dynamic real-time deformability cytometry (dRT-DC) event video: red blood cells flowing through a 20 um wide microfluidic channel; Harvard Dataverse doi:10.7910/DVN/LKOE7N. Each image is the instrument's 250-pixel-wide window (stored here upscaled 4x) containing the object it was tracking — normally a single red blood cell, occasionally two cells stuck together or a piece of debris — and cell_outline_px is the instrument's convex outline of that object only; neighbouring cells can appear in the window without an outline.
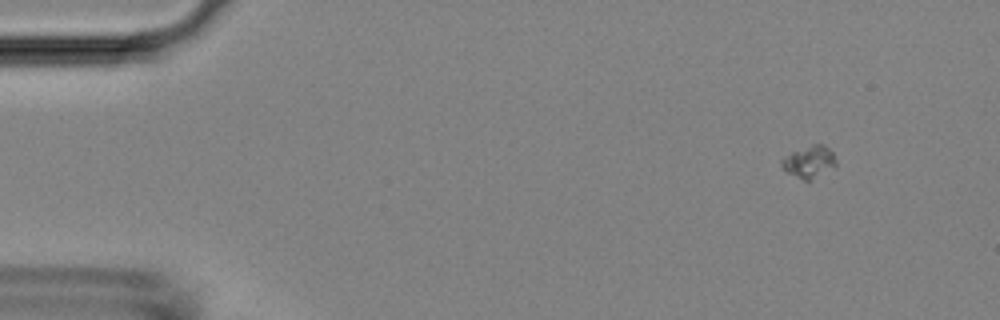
{"species": "Egyptian fruit bat (a non-hibernating species)", "species_latin": "Rousettus aegyptiacus", "temperature_condition": "room temperature", "stored_images_in_passage": 8, "camera_frame_rate_fps": 3000, "um_per_image_px": 0.085, "animal": {"sex": "female"}, "frame": {"image": 1, "passage_image": 1, "time_ms": 0.0, "image_size_px": [1000, 320], "cell_outline_px": [[836, 168], [812, 180], [804, 180], [788, 172], [780, 164], [780, 160], [792, 152], [812, 144], [824, 144], [832, 152], [836, 160]], "centroid_in_image_um": [68.83, 13.76], "position_along_channel_um": 16.2, "area_um2": 10.17}}